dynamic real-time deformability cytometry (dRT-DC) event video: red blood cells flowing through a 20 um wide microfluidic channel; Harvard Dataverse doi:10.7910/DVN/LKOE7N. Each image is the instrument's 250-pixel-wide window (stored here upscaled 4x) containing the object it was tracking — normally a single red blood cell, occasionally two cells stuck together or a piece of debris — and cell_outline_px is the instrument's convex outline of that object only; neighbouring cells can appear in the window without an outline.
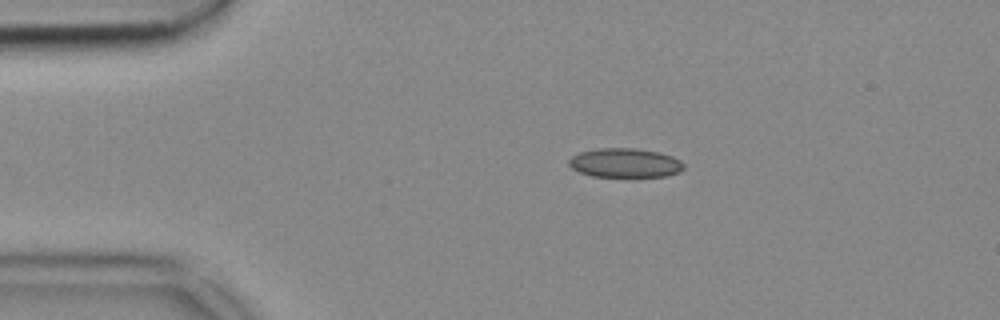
{"species": "common noctule bat (a hibernating species)", "species_latin": "Nyctalus noctula", "temperature_condition": "cold", "stored_images_in_passage": 44, "camera_frame_rate_fps": 3000, "um_per_image_px": 0.085, "animal": {"sex": "female", "body_mass_g": 18.4}, "frame": {"image": 1, "passage_image": 1, "time_ms": 0.0, "image_size_px": [1000, 320], "cell_outline_px": [[684, 168], [680, 172], [664, 176], [592, 176], [580, 172], [572, 168], [568, 164], [568, 160], [572, 156], [580, 152], [596, 148], [636, 148], [660, 152], [672, 156], [680, 160], [684, 164]], "centroid_in_image_um": [53.13, 13.83], "position_along_channel_um": 31.9, "area_um2": 19.54}}
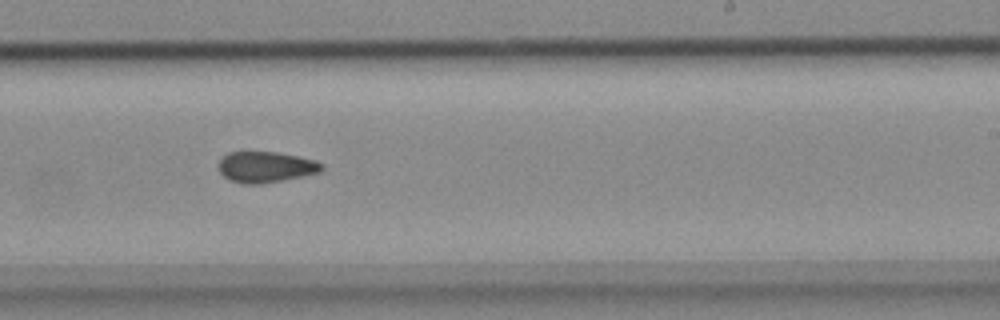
{"frame": {"image": 2, "passage_image": 23, "time_ms": 7.333, "image_size_px": [1000, 320], "cell_outline_px": [[324, 168], [320, 172], [260, 184], [244, 184], [228, 180], [220, 172], [216, 164], [228, 152], [276, 152], [316, 160], [324, 164]], "centroid_in_image_um": [22.56, 14.19], "position_along_channel_um": 266.4, "area_um2": 18.55}}
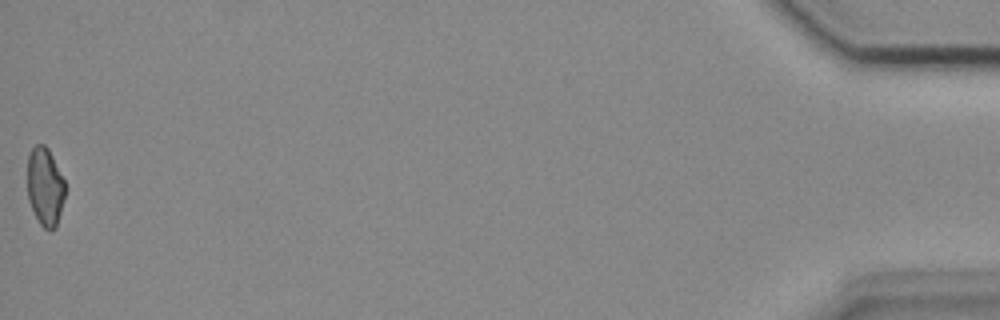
{"frame": {"image": 3, "passage_image": 44, "time_ms": 14.333, "image_size_px": [1000, 320], "cell_outline_px": [[64, 196], [56, 228], [44, 228], [40, 224], [28, 200], [28, 156], [32, 148], [36, 144], [44, 144], [48, 148], [64, 180]], "centroid_in_image_um": [3.82, 15.84], "position_along_channel_um": 431.4, "area_um2": 16.82}}